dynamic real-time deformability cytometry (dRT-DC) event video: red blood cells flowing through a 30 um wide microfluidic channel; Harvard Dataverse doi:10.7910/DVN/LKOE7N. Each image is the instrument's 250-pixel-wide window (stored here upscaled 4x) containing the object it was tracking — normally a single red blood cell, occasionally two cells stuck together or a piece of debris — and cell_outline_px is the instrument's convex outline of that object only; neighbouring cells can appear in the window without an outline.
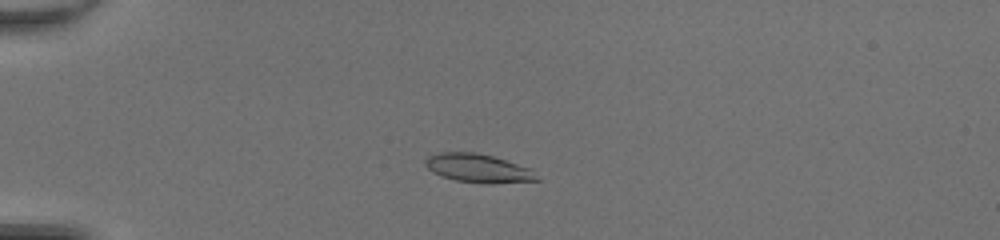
{"species": "common noctule bat (a hibernating species)", "species_latin": "Nyctalus noctula", "temperature_condition": "room temperature", "stored_images_in_passage": 47, "camera_frame_rate_fps": 3000, "um_per_image_px": 0.085, "animal": {"sex": "female", "body_mass_g": 20.0, "forearm_length_mm": 54.0}, "frame": {"image": 1, "passage_image": 12, "time_ms": 3.667, "image_size_px": [1000, 240], "cell_outline_px": [[540, 180], [488, 184], [484, 184], [456, 180], [440, 176], [432, 172], [424, 164], [424, 160], [428, 156], [440, 152], [476, 152], [492, 156], [532, 168]], "centroid_in_image_um": [40.64, 14.3], "position_along_channel_um": 44.4, "area_um2": 18.73}}
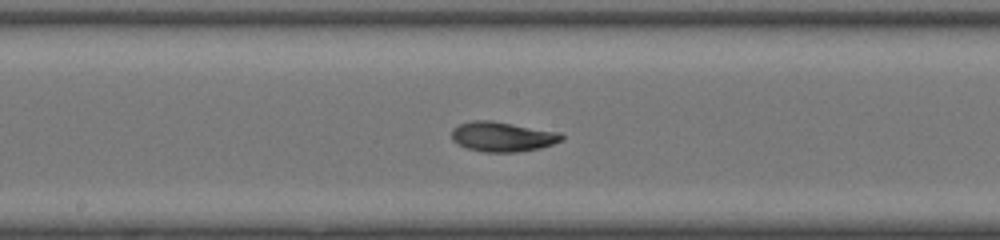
{"frame": {"image": 2, "passage_image": 26, "time_ms": 8.333, "image_size_px": [1000, 240], "cell_outline_px": [[564, 140], [540, 148], [516, 152], [484, 152], [468, 148], [456, 144], [452, 140], [452, 128], [460, 124], [472, 120], [492, 120], [560, 132], [564, 136]], "centroid_in_image_um": [42.71, 11.61], "position_along_channel_um": 205.5, "area_um2": 19.25}}
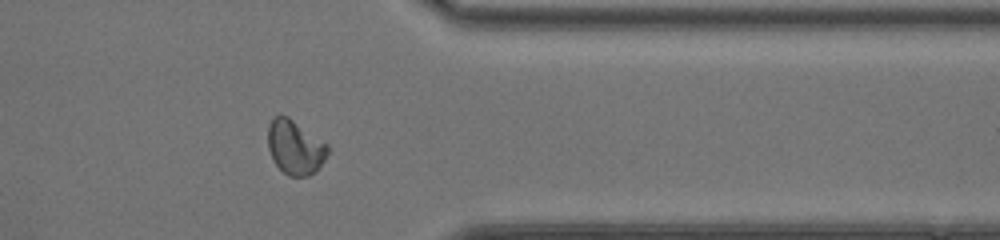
{"frame": {"image": 3, "passage_image": 39, "time_ms": 12.667, "image_size_px": [1000, 240], "cell_outline_px": [[328, 152], [324, 160], [308, 176], [288, 176], [276, 164], [268, 148], [268, 124], [272, 116], [288, 116], [328, 144]], "centroid_in_image_um": [25.06, 12.48], "position_along_channel_um": 386.3, "area_um2": 18.67}, "authors_computed_cell_mechanics": {"area_um2": 18.7272, "velocity_mm_per_s": 4.3137, "shape_relaxation_time_tau1_ms": 5.4344, "shape_relaxation_time_tau2_ms": 1.084, "deformation_change_tau1": 0.1836, "deformation_change_tau2": 0.0495}}